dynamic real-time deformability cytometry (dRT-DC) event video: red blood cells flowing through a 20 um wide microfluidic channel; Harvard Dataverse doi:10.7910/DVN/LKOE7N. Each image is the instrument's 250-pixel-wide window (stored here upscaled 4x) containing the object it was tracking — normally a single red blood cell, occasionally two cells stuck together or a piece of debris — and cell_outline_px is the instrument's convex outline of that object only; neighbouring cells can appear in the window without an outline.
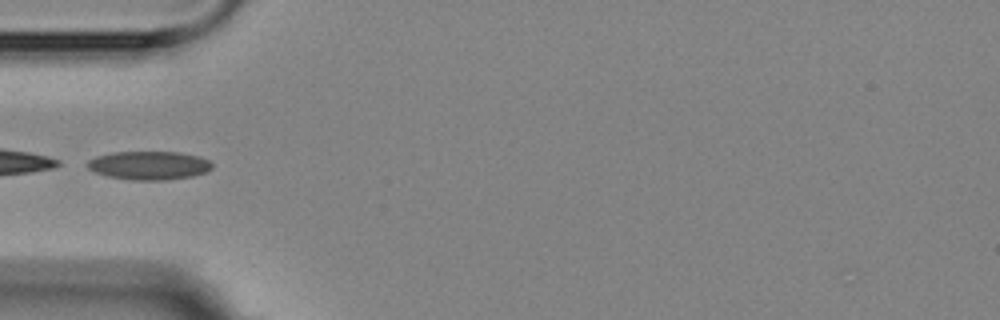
{"species": "Egyptian fruit bat (a non-hibernating species)", "species_latin": "Rousettus aegyptiacus", "temperature_condition": "room temperature", "stored_images_in_passage": 14, "camera_frame_rate_fps": 3000, "um_per_image_px": 0.085, "animal": {"sex": "female"}, "frame": {"image": 1, "passage_image": 5, "time_ms": 5.667, "image_size_px": [1000, 320], "cell_outline_px": [[212, 168], [208, 172], [192, 176], [168, 180], [128, 180], [108, 176], [92, 172], [84, 164], [88, 160], [96, 156], [112, 152], [180, 152], [200, 156], [208, 160], [212, 164]], "centroid_in_image_um": [12.64, 14.06], "position_along_channel_um": 72.4, "area_um2": 21.1}}
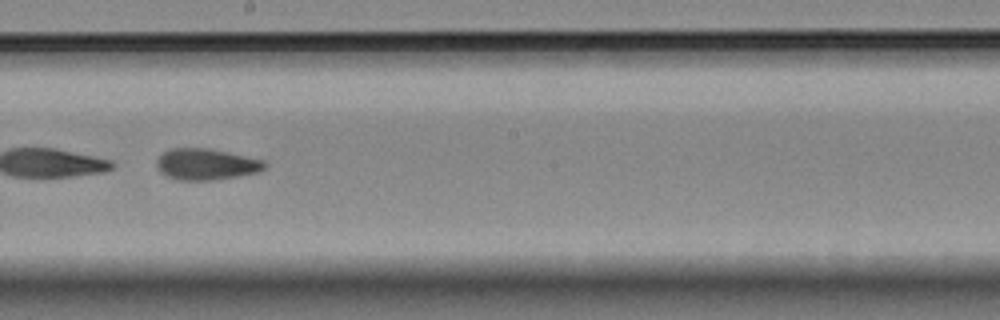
{"frame": {"image": 2, "passage_image": 9, "time_ms": 10.0, "image_size_px": [1000, 320], "cell_outline_px": [[268, 164], [264, 168], [256, 172], [236, 176], [208, 180], [180, 180], [168, 176], [160, 172], [156, 164], [156, 160], [164, 152], [172, 148], [208, 148], [228, 152], [264, 160]], "centroid_in_image_um": [17.51, 13.95], "position_along_channel_um": 230.7, "area_um2": 19.42}}
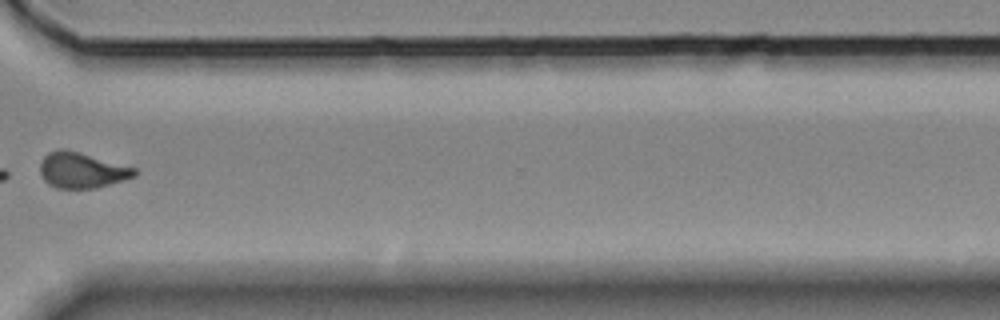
{"frame": {"image": 3, "passage_image": 12, "time_ms": 13.667, "image_size_px": [1000, 320], "cell_outline_px": [[136, 176], [124, 180], [96, 188], [56, 188], [48, 184], [40, 176], [40, 160], [48, 152], [60, 148], [64, 148], [136, 168]], "centroid_in_image_um": [6.91, 14.47], "position_along_channel_um": 363.7, "area_um2": 19.65}, "authors_computed_cell_mechanics": {"area_um2": 20.4901, "velocity_mm_per_s": 3.6199, "shape_relaxation_time_tau1_ms": null, "shape_relaxation_time_tau2_ms": 3.083, "deformation_change_tau1": null, "deformation_change_tau2": 0.089}}